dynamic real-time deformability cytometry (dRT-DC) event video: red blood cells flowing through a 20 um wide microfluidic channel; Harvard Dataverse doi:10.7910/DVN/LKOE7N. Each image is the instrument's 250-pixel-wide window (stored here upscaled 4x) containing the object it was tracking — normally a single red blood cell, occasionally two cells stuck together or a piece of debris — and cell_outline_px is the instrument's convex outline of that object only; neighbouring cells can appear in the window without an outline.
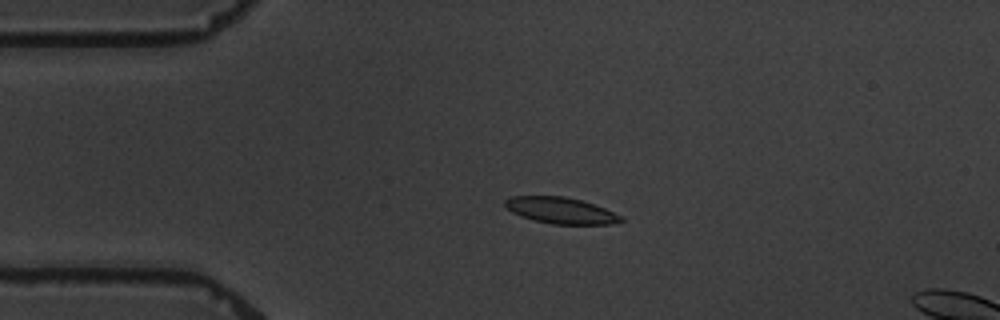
{"species": "common noctule bat (a hibernating species)", "species_latin": "Nyctalus noctula", "temperature_condition": "warm", "stored_images_in_passage": 5, "camera_frame_rate_fps": 3000, "um_per_image_px": 0.085, "animal": {"sex": "male", "body_mass_g": 19.5, "forearm_length_mm": 54.6}, "frame": {"image": 1, "passage_image": 3, "time_ms": 2.333, "image_size_px": [1000, 320], "cell_outline_px": [[624, 220], [612, 224], [552, 224], [532, 220], [520, 216], [512, 212], [504, 204], [504, 200], [508, 196], [564, 196], [580, 200], [604, 208], [624, 216]], "centroid_in_image_um": [47.65, 17.89], "position_along_channel_um": 37.3, "area_um2": 17.8}}